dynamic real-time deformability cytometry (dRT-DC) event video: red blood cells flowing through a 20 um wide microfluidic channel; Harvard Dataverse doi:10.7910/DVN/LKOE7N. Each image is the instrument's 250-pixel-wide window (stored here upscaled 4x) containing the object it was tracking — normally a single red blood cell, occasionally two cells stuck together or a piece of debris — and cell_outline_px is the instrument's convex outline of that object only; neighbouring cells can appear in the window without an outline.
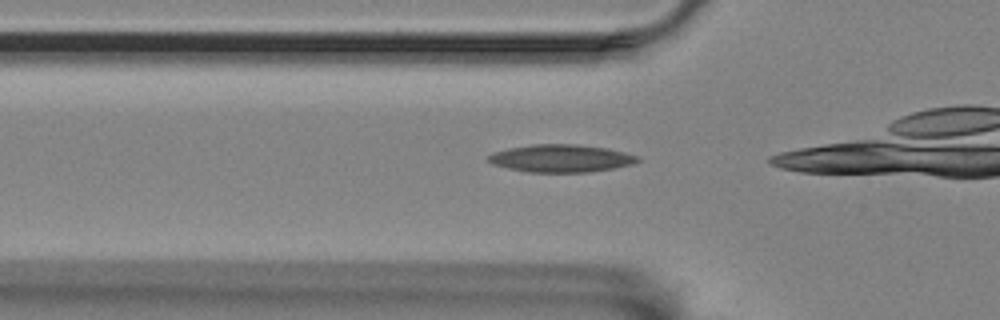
{"species": "Egyptian fruit bat (a non-hibernating species)", "species_latin": "Rousettus aegyptiacus", "temperature_condition": "room temperature", "stored_images_in_passage": 37, "camera_frame_rate_fps": 3000, "um_per_image_px": 0.085, "animal": {"sex": "female"}, "frame": {"image": 1, "passage_image": 10, "time_ms": 3.0, "image_size_px": [1000, 320], "cell_outline_px": [[640, 160], [632, 164], [612, 168], [588, 172], [528, 172], [508, 168], [492, 164], [488, 160], [488, 156], [492, 152], [508, 148], [532, 144], [576, 144], [608, 148], [640, 156]], "centroid_in_image_um": [47.68, 13.45], "position_along_channel_um": 78.1, "area_um2": 24.04}}
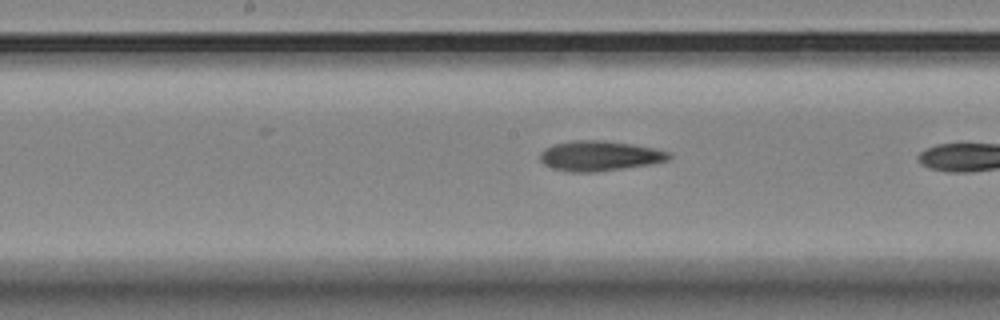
{"frame": {"image": 2, "passage_image": 20, "time_ms": 6.333, "image_size_px": [1000, 320], "cell_outline_px": [[672, 156], [668, 160], [648, 164], [596, 172], [568, 172], [552, 168], [544, 164], [540, 160], [540, 152], [544, 148], [552, 144], [572, 140], [604, 140], [632, 144], [672, 152]], "centroid_in_image_um": [50.92, 13.24], "position_along_channel_um": 197.3, "area_um2": 22.66}}
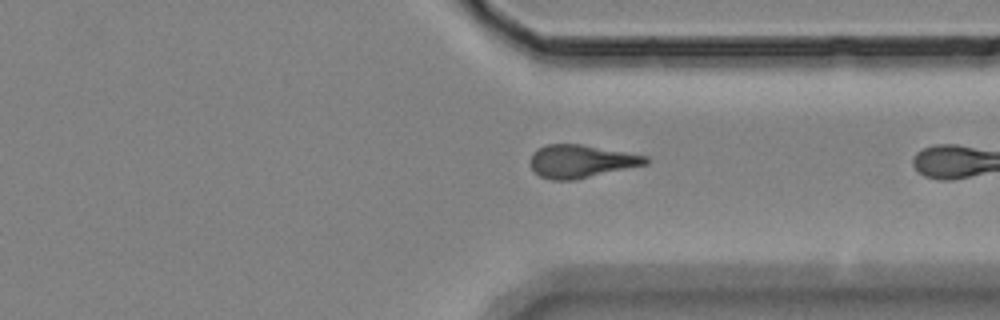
{"frame": {"image": 3, "passage_image": 34, "time_ms": 11.0, "image_size_px": [1000, 320], "cell_outline_px": [[648, 164], [576, 180], [552, 180], [540, 176], [532, 168], [532, 152], [548, 144], [580, 144], [648, 156]], "centroid_in_image_um": [49.42, 13.72], "position_along_channel_um": 362.0, "area_um2": 21.96}, "authors_computed_cell_mechanics": {"area_um2": 22.4264, "velocity_mm_per_s": 3.5371, "shape_relaxation_time_tau1_ms": 6.5176, "shape_relaxation_time_tau2_ms": 5.8926, "deformation_change_tau1": 0.131, "deformation_change_tau2": 0.1627}}